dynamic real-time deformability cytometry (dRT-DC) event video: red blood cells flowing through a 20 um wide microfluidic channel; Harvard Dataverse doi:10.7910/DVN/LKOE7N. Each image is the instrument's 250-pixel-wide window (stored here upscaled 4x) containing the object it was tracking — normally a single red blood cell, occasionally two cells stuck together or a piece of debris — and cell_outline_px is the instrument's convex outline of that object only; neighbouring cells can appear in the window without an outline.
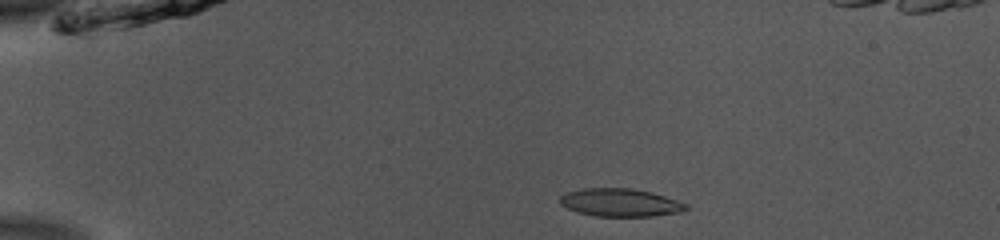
{"species": "common noctule bat (a hibernating species)", "species_latin": "Nyctalus noctula", "temperature_condition": "room temperature", "stored_images_in_passage": 43, "camera_frame_rate_fps": 3000, "um_per_image_px": 0.085, "animal": {"sex": "male", "body_mass_g": 13.0, "forearm_length_mm": 53.1}, "frame": {"image": 1, "passage_image": 1, "time_ms": 0.0, "image_size_px": [1000, 240], "cell_outline_px": [[688, 208], [684, 212], [652, 216], [596, 216], [576, 212], [560, 204], [560, 196], [564, 192], [580, 188], [632, 188], [652, 192], [688, 204]], "centroid_in_image_um": [52.71, 17.21], "position_along_channel_um": 32.3, "area_um2": 20.75}}
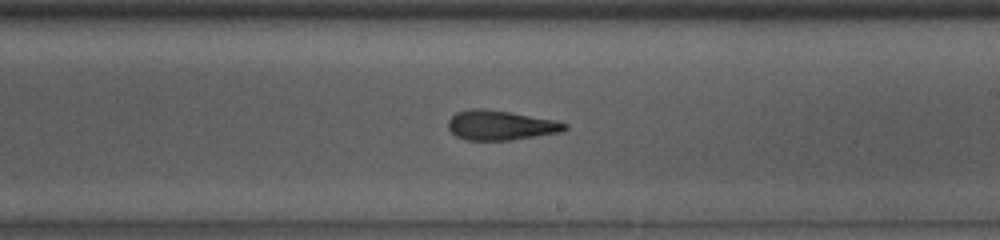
{"frame": {"image": 2, "passage_image": 22, "time_ms": 7.0, "image_size_px": [1000, 240], "cell_outline_px": [[568, 128], [560, 132], [508, 140], [464, 140], [456, 136], [448, 128], [448, 120], [456, 112], [472, 108], [484, 108], [556, 120], [568, 124]], "centroid_in_image_um": [42.52, 10.64], "position_along_channel_um": 246.5, "area_um2": 20.06}}
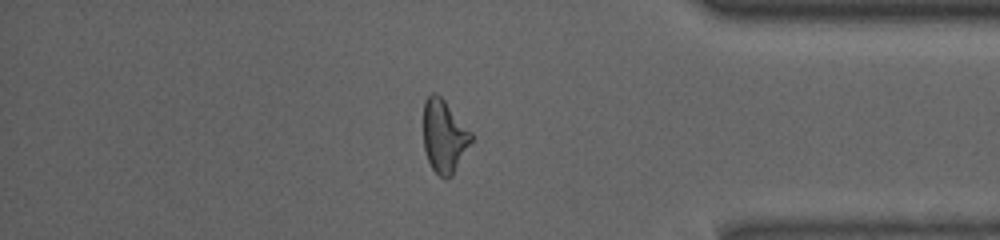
{"frame": {"image": 3, "passage_image": 35, "time_ms": 11.333, "image_size_px": [1000, 240], "cell_outline_px": [[472, 140], [452, 176], [440, 176], [432, 168], [428, 160], [424, 148], [424, 100], [432, 92], [436, 92], [444, 100], [472, 132]], "centroid_in_image_um": [37.75, 11.54], "position_along_channel_um": 397.5, "area_um2": 20.0}}